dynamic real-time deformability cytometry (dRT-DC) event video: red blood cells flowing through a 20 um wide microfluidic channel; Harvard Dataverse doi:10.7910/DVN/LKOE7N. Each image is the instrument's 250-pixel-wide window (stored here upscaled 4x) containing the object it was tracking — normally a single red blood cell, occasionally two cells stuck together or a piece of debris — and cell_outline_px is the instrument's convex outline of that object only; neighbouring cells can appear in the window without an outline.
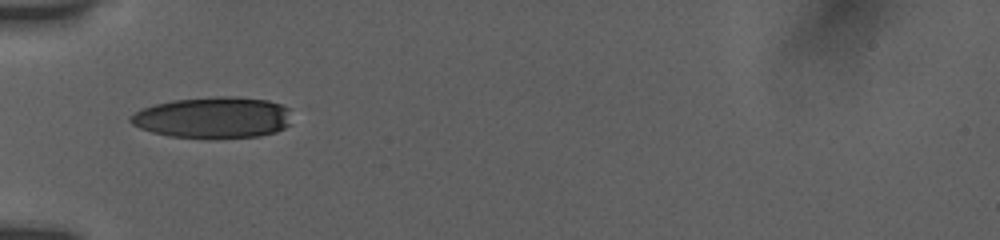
{"species": "human", "species_latin": "Homo sapiens", "temperature_condition": "room temperature", "stored_images_in_passage": 4, "camera_frame_rate_fps": 3000, "um_per_image_px": 0.085, "donor": {"sex": "female"}, "frame": {"image": 1, "passage_image": 1, "time_ms": 0.0, "image_size_px": [1000, 240], "cell_outline_px": [[288, 124], [284, 128], [276, 132], [260, 136], [208, 140], [168, 136], [152, 132], [140, 128], [132, 124], [128, 120], [128, 116], [140, 108], [172, 100], [216, 96], [232, 96], [268, 100], [280, 104], [288, 108]], "centroid_in_image_um": [18.06, 10.01], "position_along_channel_um": 66.9, "area_um2": 39.48}}